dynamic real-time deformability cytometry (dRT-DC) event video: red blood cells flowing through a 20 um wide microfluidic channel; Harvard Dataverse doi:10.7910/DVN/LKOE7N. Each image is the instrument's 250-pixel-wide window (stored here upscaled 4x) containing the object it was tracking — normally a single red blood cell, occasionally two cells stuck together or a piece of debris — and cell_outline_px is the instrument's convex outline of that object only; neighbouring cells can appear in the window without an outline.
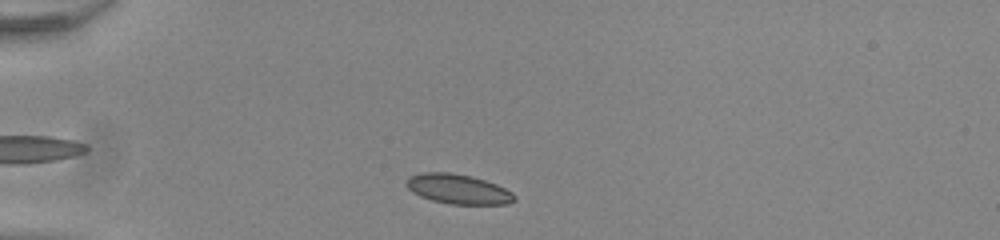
{"species": "common noctule bat (a hibernating species)", "species_latin": "Nyctalus noctula", "temperature_condition": "room temperature", "stored_images_in_passage": 41, "camera_frame_rate_fps": 3000, "um_per_image_px": 0.085, "animal": {"sex": "male", "body_mass_g": 20.0, "forearm_length_mm": 53.3}, "frame": {"image": 1, "passage_image": 3, "time_ms": 0.667, "image_size_px": [1000, 240], "cell_outline_px": [[516, 200], [508, 204], [448, 204], [432, 200], [420, 196], [412, 192], [404, 184], [408, 176], [420, 172], [448, 172], [468, 176], [484, 180], [496, 184], [512, 192], [516, 196]], "centroid_in_image_um": [38.9, 16.07], "position_along_channel_um": 46.1, "area_um2": 18.79}}
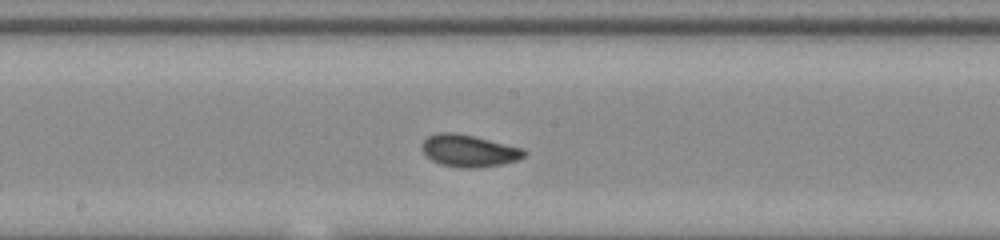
{"frame": {"image": 2, "passage_image": 18, "time_ms": 5.667, "image_size_px": [1000, 240], "cell_outline_px": [[528, 152], [524, 156], [516, 160], [500, 164], [480, 168], [460, 168], [440, 164], [432, 160], [424, 152], [424, 140], [428, 136], [436, 132], [452, 132], [472, 136], [524, 148]], "centroid_in_image_um": [39.88, 12.82], "position_along_channel_um": 208.3, "area_um2": 18.9}}
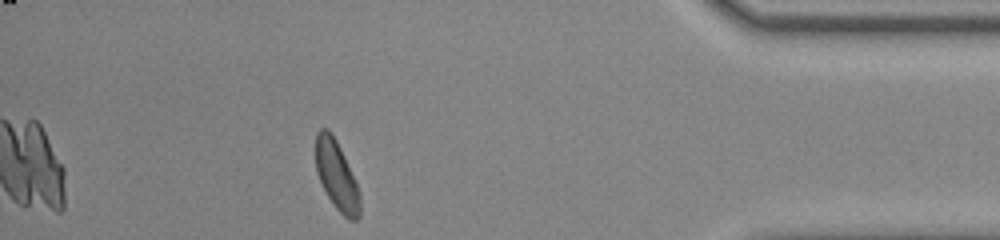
{"frame": {"image": 3, "passage_image": 36, "time_ms": 11.667, "image_size_px": [1000, 240], "cell_outline_px": [[360, 216], [356, 220], [348, 220], [336, 208], [328, 196], [316, 172], [316, 132], [320, 128], [328, 128], [336, 140], [344, 156], [360, 192]], "centroid_in_image_um": [28.62, 14.92], "position_along_channel_um": 406.6, "area_um2": 17.63}, "authors_computed_cell_mechanics": {"area_um2": 18.3226, "velocity_mm_per_s": 3.9219, "shape_relaxation_time_tau1_ms": 1.8227, "shape_relaxation_time_tau2_ms": 1.715, "deformation_change_tau1": 0.0774, "deformation_change_tau2": 0.0576}}